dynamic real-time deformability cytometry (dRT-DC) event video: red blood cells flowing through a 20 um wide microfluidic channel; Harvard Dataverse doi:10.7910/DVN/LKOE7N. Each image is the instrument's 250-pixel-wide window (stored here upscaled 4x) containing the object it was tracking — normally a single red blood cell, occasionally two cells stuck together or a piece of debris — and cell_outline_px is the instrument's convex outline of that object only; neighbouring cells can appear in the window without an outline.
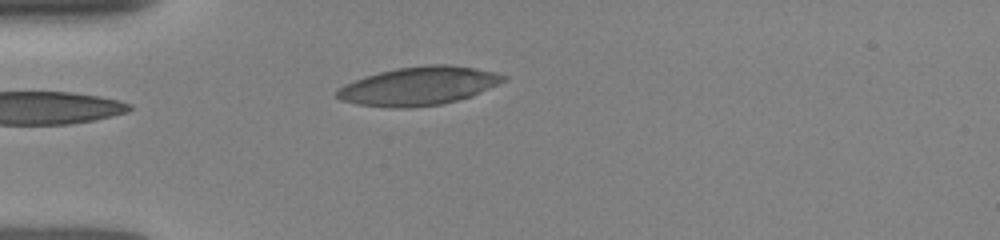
{"species": "human", "species_latin": "Homo sapiens", "temperature_condition": "room temperature", "stored_images_in_passage": 5, "camera_frame_rate_fps": 3000, "um_per_image_px": 0.085, "donor": {"sex": "female"}, "frame": {"image": 1, "passage_image": 5, "time_ms": 3.667, "image_size_px": [1000, 240], "cell_outline_px": [[508, 80], [472, 96], [440, 104], [412, 108], [388, 108], [356, 104], [340, 100], [336, 96], [336, 92], [344, 84], [364, 76], [396, 68], [428, 64], [452, 64], [476, 68], [496, 72], [508, 76]], "centroid_in_image_um": [35.61, 7.31], "position_along_channel_um": 49.4, "area_um2": 37.69}}